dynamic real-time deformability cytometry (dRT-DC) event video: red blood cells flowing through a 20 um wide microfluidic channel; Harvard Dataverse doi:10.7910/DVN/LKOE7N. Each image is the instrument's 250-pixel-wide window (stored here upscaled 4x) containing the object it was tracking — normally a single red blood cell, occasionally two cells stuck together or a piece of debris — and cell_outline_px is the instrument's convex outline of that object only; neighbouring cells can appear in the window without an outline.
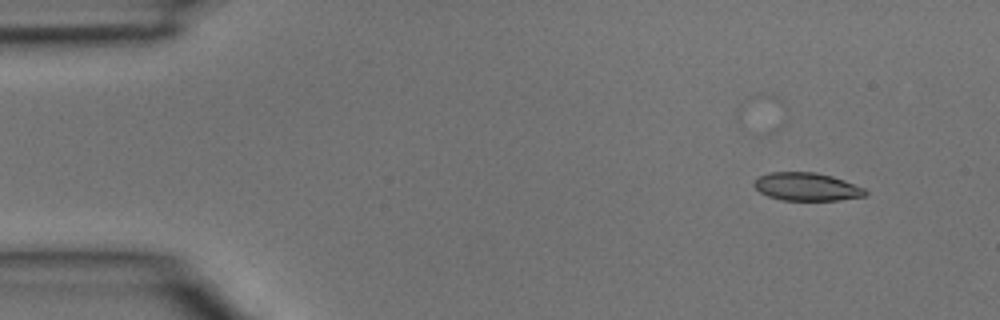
{"species": "common noctule bat (a hibernating species)", "species_latin": "Nyctalus noctula", "temperature_condition": "room temperature", "stored_images_in_passage": 3, "camera_frame_rate_fps": 3000, "um_per_image_px": 0.085, "animal": {"sex": "male", "body_mass_g": 15.6}, "frame": {"image": 1, "passage_image": 1, "time_ms": 0.0, "image_size_px": [1000, 320], "cell_outline_px": [[868, 192], [864, 196], [836, 200], [780, 200], [768, 196], [760, 192], [752, 184], [760, 176], [768, 172], [816, 172], [832, 176], [844, 180], [864, 188]], "centroid_in_image_um": [68.56, 15.87], "position_along_channel_um": 16.4, "area_um2": 18.09}}
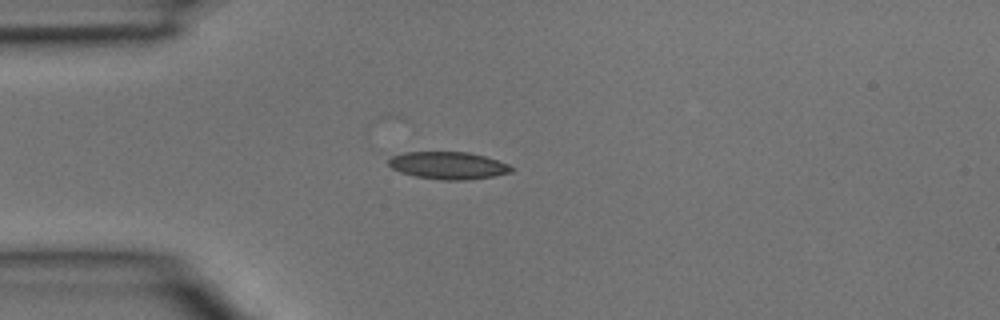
{"frame": {"image": 2, "passage_image": 3, "time_ms": 0.667, "image_size_px": [1000, 320], "cell_outline_px": [[516, 168], [512, 172], [492, 176], [464, 180], [440, 180], [416, 176], [400, 172], [392, 168], [388, 164], [388, 160], [392, 156], [404, 152], [468, 152], [484, 156], [508, 164]], "centroid_in_image_um": [38.1, 14.06], "position_along_channel_um": 46.9, "area_um2": 19.54}}